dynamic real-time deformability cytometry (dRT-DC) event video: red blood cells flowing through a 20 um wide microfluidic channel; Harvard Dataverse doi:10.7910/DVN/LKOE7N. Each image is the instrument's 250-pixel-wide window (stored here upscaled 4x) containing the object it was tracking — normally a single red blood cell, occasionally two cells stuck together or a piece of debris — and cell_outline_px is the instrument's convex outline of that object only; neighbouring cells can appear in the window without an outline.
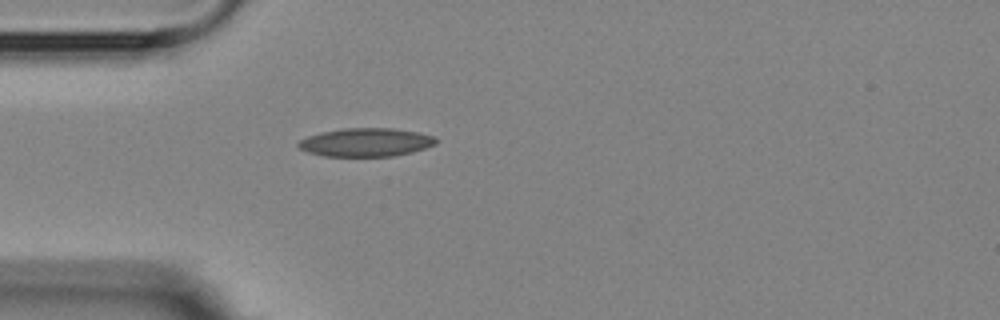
{"species": "Egyptian fruit bat (a non-hibernating species)", "species_latin": "Rousettus aegyptiacus", "temperature_condition": "room temperature", "stored_images_in_passage": 1, "camera_frame_rate_fps": 3000, "um_per_image_px": 0.085, "animal": {"sex": "female"}, "frame": {"image": 1, "passage_image": 1, "time_ms": 0.0, "image_size_px": [1000, 320], "cell_outline_px": [[436, 144], [412, 152], [392, 156], [324, 156], [308, 152], [300, 148], [296, 144], [300, 140], [308, 136], [320, 132], [340, 128], [392, 128], [416, 132], [436, 136]], "centroid_in_image_um": [31.09, 12.09], "position_along_channel_um": 53.9, "area_um2": 22.77}}